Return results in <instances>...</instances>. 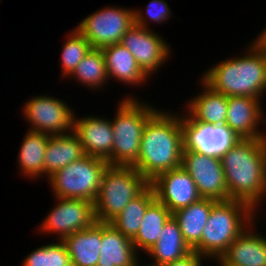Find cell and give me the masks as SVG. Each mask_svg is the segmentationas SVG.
I'll use <instances>...</instances> for the list:
<instances>
[{
	"instance_id": "6da1fadb",
	"label": "cell",
	"mask_w": 266,
	"mask_h": 266,
	"mask_svg": "<svg viewBox=\"0 0 266 266\" xmlns=\"http://www.w3.org/2000/svg\"><path fill=\"white\" fill-rule=\"evenodd\" d=\"M182 115L159 109L144 127L139 157L132 166L149 183L159 174L181 166L184 150Z\"/></svg>"
},
{
	"instance_id": "7a4b0ae2",
	"label": "cell",
	"mask_w": 266,
	"mask_h": 266,
	"mask_svg": "<svg viewBox=\"0 0 266 266\" xmlns=\"http://www.w3.org/2000/svg\"><path fill=\"white\" fill-rule=\"evenodd\" d=\"M220 160L228 200H241L260 209L266 200V138L239 139Z\"/></svg>"
},
{
	"instance_id": "3957f363",
	"label": "cell",
	"mask_w": 266,
	"mask_h": 266,
	"mask_svg": "<svg viewBox=\"0 0 266 266\" xmlns=\"http://www.w3.org/2000/svg\"><path fill=\"white\" fill-rule=\"evenodd\" d=\"M241 57L217 62L201 80L214 92L230 96L262 99L266 93V49L253 40Z\"/></svg>"
},
{
	"instance_id": "277c9868",
	"label": "cell",
	"mask_w": 266,
	"mask_h": 266,
	"mask_svg": "<svg viewBox=\"0 0 266 266\" xmlns=\"http://www.w3.org/2000/svg\"><path fill=\"white\" fill-rule=\"evenodd\" d=\"M258 212L241 200L218 201L212 207L200 243L192 251L208 258L207 261H217L234 240L257 219Z\"/></svg>"
},
{
	"instance_id": "5b68a950",
	"label": "cell",
	"mask_w": 266,
	"mask_h": 266,
	"mask_svg": "<svg viewBox=\"0 0 266 266\" xmlns=\"http://www.w3.org/2000/svg\"><path fill=\"white\" fill-rule=\"evenodd\" d=\"M115 118L112 165L132 166L139 157L142 133L147 121L159 110L127 94L119 101Z\"/></svg>"
},
{
	"instance_id": "8992f818",
	"label": "cell",
	"mask_w": 266,
	"mask_h": 266,
	"mask_svg": "<svg viewBox=\"0 0 266 266\" xmlns=\"http://www.w3.org/2000/svg\"><path fill=\"white\" fill-rule=\"evenodd\" d=\"M149 184L134 166L108 165L94 202L96 221L110 223Z\"/></svg>"
},
{
	"instance_id": "52a82bcc",
	"label": "cell",
	"mask_w": 266,
	"mask_h": 266,
	"mask_svg": "<svg viewBox=\"0 0 266 266\" xmlns=\"http://www.w3.org/2000/svg\"><path fill=\"white\" fill-rule=\"evenodd\" d=\"M108 165L106 160L86 155L56 171L47 181L56 198L83 199L94 203Z\"/></svg>"
},
{
	"instance_id": "ba28073f",
	"label": "cell",
	"mask_w": 266,
	"mask_h": 266,
	"mask_svg": "<svg viewBox=\"0 0 266 266\" xmlns=\"http://www.w3.org/2000/svg\"><path fill=\"white\" fill-rule=\"evenodd\" d=\"M134 10L118 6L98 9L80 21L75 27L92 48L101 49L119 44L122 36L135 24Z\"/></svg>"
},
{
	"instance_id": "9c48e42d",
	"label": "cell",
	"mask_w": 266,
	"mask_h": 266,
	"mask_svg": "<svg viewBox=\"0 0 266 266\" xmlns=\"http://www.w3.org/2000/svg\"><path fill=\"white\" fill-rule=\"evenodd\" d=\"M64 100L49 95L34 96L22 109V115L30 124L28 130L49 136L64 135L74 131L76 113Z\"/></svg>"
},
{
	"instance_id": "30bf717a",
	"label": "cell",
	"mask_w": 266,
	"mask_h": 266,
	"mask_svg": "<svg viewBox=\"0 0 266 266\" xmlns=\"http://www.w3.org/2000/svg\"><path fill=\"white\" fill-rule=\"evenodd\" d=\"M54 198L55 207L47 213L38 226L39 233L57 234L56 240L63 241L79 230L90 228L96 222L93 202L83 199Z\"/></svg>"
},
{
	"instance_id": "8fae6325",
	"label": "cell",
	"mask_w": 266,
	"mask_h": 266,
	"mask_svg": "<svg viewBox=\"0 0 266 266\" xmlns=\"http://www.w3.org/2000/svg\"><path fill=\"white\" fill-rule=\"evenodd\" d=\"M181 166L193 178L202 198L228 200V189L220 157L184 149Z\"/></svg>"
},
{
	"instance_id": "7c38bea8",
	"label": "cell",
	"mask_w": 266,
	"mask_h": 266,
	"mask_svg": "<svg viewBox=\"0 0 266 266\" xmlns=\"http://www.w3.org/2000/svg\"><path fill=\"white\" fill-rule=\"evenodd\" d=\"M120 44L129 50L148 77L156 73L166 61H169L168 58H171L170 45L162 35L137 24L127 30Z\"/></svg>"
},
{
	"instance_id": "4fadbf2b",
	"label": "cell",
	"mask_w": 266,
	"mask_h": 266,
	"mask_svg": "<svg viewBox=\"0 0 266 266\" xmlns=\"http://www.w3.org/2000/svg\"><path fill=\"white\" fill-rule=\"evenodd\" d=\"M182 116L184 149L200 154L221 157L239 138L226 125L195 121L187 112Z\"/></svg>"
},
{
	"instance_id": "5bb4252c",
	"label": "cell",
	"mask_w": 266,
	"mask_h": 266,
	"mask_svg": "<svg viewBox=\"0 0 266 266\" xmlns=\"http://www.w3.org/2000/svg\"><path fill=\"white\" fill-rule=\"evenodd\" d=\"M150 184L156 199L171 213L202 198L193 178L182 166L159 174Z\"/></svg>"
},
{
	"instance_id": "9a60e30c",
	"label": "cell",
	"mask_w": 266,
	"mask_h": 266,
	"mask_svg": "<svg viewBox=\"0 0 266 266\" xmlns=\"http://www.w3.org/2000/svg\"><path fill=\"white\" fill-rule=\"evenodd\" d=\"M262 100L248 96L228 97L225 125L239 139L266 138V132L259 127L261 124L266 126Z\"/></svg>"
},
{
	"instance_id": "2e32d148",
	"label": "cell",
	"mask_w": 266,
	"mask_h": 266,
	"mask_svg": "<svg viewBox=\"0 0 266 266\" xmlns=\"http://www.w3.org/2000/svg\"><path fill=\"white\" fill-rule=\"evenodd\" d=\"M86 155L106 160L112 165L114 134L111 119L98 116H75L74 131Z\"/></svg>"
},
{
	"instance_id": "e0dca14e",
	"label": "cell",
	"mask_w": 266,
	"mask_h": 266,
	"mask_svg": "<svg viewBox=\"0 0 266 266\" xmlns=\"http://www.w3.org/2000/svg\"><path fill=\"white\" fill-rule=\"evenodd\" d=\"M254 220L217 260L220 266H266V236Z\"/></svg>"
},
{
	"instance_id": "ac0fdd59",
	"label": "cell",
	"mask_w": 266,
	"mask_h": 266,
	"mask_svg": "<svg viewBox=\"0 0 266 266\" xmlns=\"http://www.w3.org/2000/svg\"><path fill=\"white\" fill-rule=\"evenodd\" d=\"M100 249L97 266H135L140 260L132 239L110 223H102Z\"/></svg>"
},
{
	"instance_id": "d6986e66",
	"label": "cell",
	"mask_w": 266,
	"mask_h": 266,
	"mask_svg": "<svg viewBox=\"0 0 266 266\" xmlns=\"http://www.w3.org/2000/svg\"><path fill=\"white\" fill-rule=\"evenodd\" d=\"M109 81L114 78L120 83L136 85L145 83L149 77L139 67L134 56L123 45L112 44L101 48Z\"/></svg>"
},
{
	"instance_id": "ffe728a7",
	"label": "cell",
	"mask_w": 266,
	"mask_h": 266,
	"mask_svg": "<svg viewBox=\"0 0 266 266\" xmlns=\"http://www.w3.org/2000/svg\"><path fill=\"white\" fill-rule=\"evenodd\" d=\"M202 91L186 103L187 113L201 123L212 125H225L228 109V97L224 94L214 92L202 80H200Z\"/></svg>"
},
{
	"instance_id": "44dd1931",
	"label": "cell",
	"mask_w": 266,
	"mask_h": 266,
	"mask_svg": "<svg viewBox=\"0 0 266 266\" xmlns=\"http://www.w3.org/2000/svg\"><path fill=\"white\" fill-rule=\"evenodd\" d=\"M102 222H95L90 228L79 230L66 237L65 243L72 266H97L100 258Z\"/></svg>"
},
{
	"instance_id": "7402d4cb",
	"label": "cell",
	"mask_w": 266,
	"mask_h": 266,
	"mask_svg": "<svg viewBox=\"0 0 266 266\" xmlns=\"http://www.w3.org/2000/svg\"><path fill=\"white\" fill-rule=\"evenodd\" d=\"M86 156L79 137L70 132L49 136L44 157V176L49 178L56 171Z\"/></svg>"
},
{
	"instance_id": "603a6c76",
	"label": "cell",
	"mask_w": 266,
	"mask_h": 266,
	"mask_svg": "<svg viewBox=\"0 0 266 266\" xmlns=\"http://www.w3.org/2000/svg\"><path fill=\"white\" fill-rule=\"evenodd\" d=\"M192 249L183 239L182 232L173 216L164 224L157 243L145 255L152 258V266H162L189 255Z\"/></svg>"
},
{
	"instance_id": "cb8c5ba5",
	"label": "cell",
	"mask_w": 266,
	"mask_h": 266,
	"mask_svg": "<svg viewBox=\"0 0 266 266\" xmlns=\"http://www.w3.org/2000/svg\"><path fill=\"white\" fill-rule=\"evenodd\" d=\"M218 201L201 198L189 206L172 213L186 244L193 250L201 241L202 231L208 221L212 207Z\"/></svg>"
},
{
	"instance_id": "d4e9b609",
	"label": "cell",
	"mask_w": 266,
	"mask_h": 266,
	"mask_svg": "<svg viewBox=\"0 0 266 266\" xmlns=\"http://www.w3.org/2000/svg\"><path fill=\"white\" fill-rule=\"evenodd\" d=\"M20 145L17 167L30 180L44 176V157L49 135L27 130Z\"/></svg>"
},
{
	"instance_id": "484cf974",
	"label": "cell",
	"mask_w": 266,
	"mask_h": 266,
	"mask_svg": "<svg viewBox=\"0 0 266 266\" xmlns=\"http://www.w3.org/2000/svg\"><path fill=\"white\" fill-rule=\"evenodd\" d=\"M171 216L169 209L157 199L147 208L140 228L132 239L139 255L142 252L146 254L157 243L164 224Z\"/></svg>"
},
{
	"instance_id": "4316f807",
	"label": "cell",
	"mask_w": 266,
	"mask_h": 266,
	"mask_svg": "<svg viewBox=\"0 0 266 266\" xmlns=\"http://www.w3.org/2000/svg\"><path fill=\"white\" fill-rule=\"evenodd\" d=\"M156 200L155 191L149 184L137 197L132 199L110 224L129 239H133L141 225L147 208Z\"/></svg>"
},
{
	"instance_id": "83f0119b",
	"label": "cell",
	"mask_w": 266,
	"mask_h": 266,
	"mask_svg": "<svg viewBox=\"0 0 266 266\" xmlns=\"http://www.w3.org/2000/svg\"><path fill=\"white\" fill-rule=\"evenodd\" d=\"M70 77L76 78L75 81L93 91H99L109 81L102 50L91 48L68 78Z\"/></svg>"
},
{
	"instance_id": "f1b7e54d",
	"label": "cell",
	"mask_w": 266,
	"mask_h": 266,
	"mask_svg": "<svg viewBox=\"0 0 266 266\" xmlns=\"http://www.w3.org/2000/svg\"><path fill=\"white\" fill-rule=\"evenodd\" d=\"M61 51L62 78H68L92 48L88 40L76 29L67 35Z\"/></svg>"
},
{
	"instance_id": "f546056e",
	"label": "cell",
	"mask_w": 266,
	"mask_h": 266,
	"mask_svg": "<svg viewBox=\"0 0 266 266\" xmlns=\"http://www.w3.org/2000/svg\"><path fill=\"white\" fill-rule=\"evenodd\" d=\"M21 266H72V263L65 243L58 240L34 249Z\"/></svg>"
},
{
	"instance_id": "4dcf8cb0",
	"label": "cell",
	"mask_w": 266,
	"mask_h": 266,
	"mask_svg": "<svg viewBox=\"0 0 266 266\" xmlns=\"http://www.w3.org/2000/svg\"><path fill=\"white\" fill-rule=\"evenodd\" d=\"M170 16H172V11L165 0H150L145 12L139 9L134 10L135 24L147 29H150L148 22L156 24L165 23L170 19Z\"/></svg>"
},
{
	"instance_id": "1f68e13d",
	"label": "cell",
	"mask_w": 266,
	"mask_h": 266,
	"mask_svg": "<svg viewBox=\"0 0 266 266\" xmlns=\"http://www.w3.org/2000/svg\"><path fill=\"white\" fill-rule=\"evenodd\" d=\"M204 256L197 254L196 252L192 251L189 255L185 256L180 260H176L170 263H167L162 266H203L202 263L204 260H207ZM204 259V260H203Z\"/></svg>"
},
{
	"instance_id": "d6a6232c",
	"label": "cell",
	"mask_w": 266,
	"mask_h": 266,
	"mask_svg": "<svg viewBox=\"0 0 266 266\" xmlns=\"http://www.w3.org/2000/svg\"><path fill=\"white\" fill-rule=\"evenodd\" d=\"M258 46L266 49V26L262 32L259 33L258 37L253 40Z\"/></svg>"
},
{
	"instance_id": "836d02e7",
	"label": "cell",
	"mask_w": 266,
	"mask_h": 266,
	"mask_svg": "<svg viewBox=\"0 0 266 266\" xmlns=\"http://www.w3.org/2000/svg\"><path fill=\"white\" fill-rule=\"evenodd\" d=\"M135 266H142V265L140 264V261H139ZM143 266H152V265L146 264V265H143Z\"/></svg>"
}]
</instances>
